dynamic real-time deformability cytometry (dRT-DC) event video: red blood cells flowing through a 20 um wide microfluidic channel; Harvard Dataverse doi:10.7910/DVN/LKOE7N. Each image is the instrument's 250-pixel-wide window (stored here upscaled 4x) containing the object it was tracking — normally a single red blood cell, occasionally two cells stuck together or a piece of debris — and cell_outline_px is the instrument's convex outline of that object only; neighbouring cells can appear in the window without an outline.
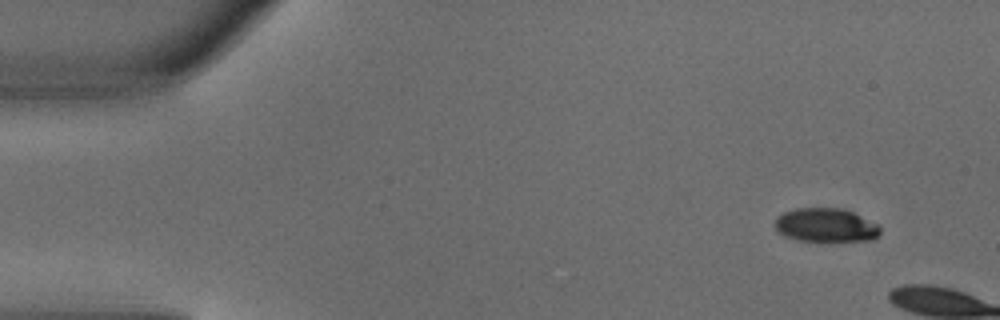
{"species": "common noctule bat (a hibernating species)", "species_latin": "Nyctalus noctula", "temperature_condition": "warm", "stored_images_in_passage": 4, "camera_frame_rate_fps": 3000, "um_per_image_px": 0.085, "animal": {"sex": "male", "body_mass_g": 18.8}, "frame": {"image": 1, "passage_image": 1, "time_ms": 0.0, "image_size_px": [1000, 320], "cell_outline_px": [[880, 236], [872, 240], [820, 244], [800, 240], [784, 236], [776, 232], [772, 224], [776, 216], [784, 212], [796, 208], [844, 208], [880, 224]], "centroid_in_image_um": [70.19, 19.19], "position_along_channel_um": 14.8, "area_um2": 22.02}}